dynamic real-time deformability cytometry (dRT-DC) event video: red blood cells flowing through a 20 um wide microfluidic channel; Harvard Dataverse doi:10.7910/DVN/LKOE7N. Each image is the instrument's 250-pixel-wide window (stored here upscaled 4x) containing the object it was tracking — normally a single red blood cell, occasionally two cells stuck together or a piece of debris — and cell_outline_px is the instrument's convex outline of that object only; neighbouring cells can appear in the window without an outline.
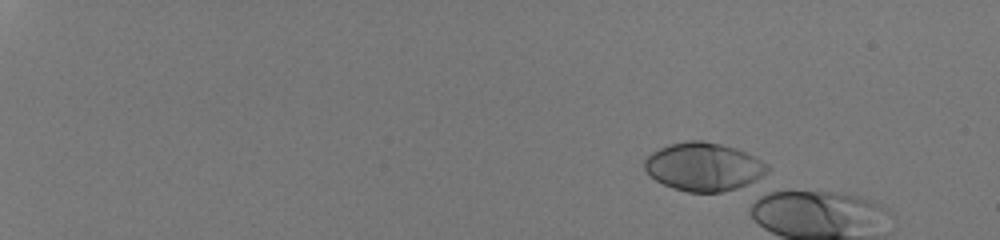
{"species": "human", "species_latin": "Homo sapiens", "temperature_condition": "room temperature", "stored_images_in_passage": 1, "camera_frame_rate_fps": 3000, "um_per_image_px": 0.085, "donor": {"sex": "male"}, "frame": {"image": 1, "passage_image": 1, "time_ms": 0.0, "image_size_px": [1000, 240], "cell_outline_px": [[772, 168], [768, 172], [736, 188], [720, 192], [688, 192], [672, 188], [648, 176], [644, 168], [644, 160], [652, 152], [660, 148], [672, 144], [688, 140], [700, 140], [720, 144], [736, 148], [768, 164]], "centroid_in_image_um": [59.77, 14.17], "position_along_channel_um": 25.2, "area_um2": 34.22}}